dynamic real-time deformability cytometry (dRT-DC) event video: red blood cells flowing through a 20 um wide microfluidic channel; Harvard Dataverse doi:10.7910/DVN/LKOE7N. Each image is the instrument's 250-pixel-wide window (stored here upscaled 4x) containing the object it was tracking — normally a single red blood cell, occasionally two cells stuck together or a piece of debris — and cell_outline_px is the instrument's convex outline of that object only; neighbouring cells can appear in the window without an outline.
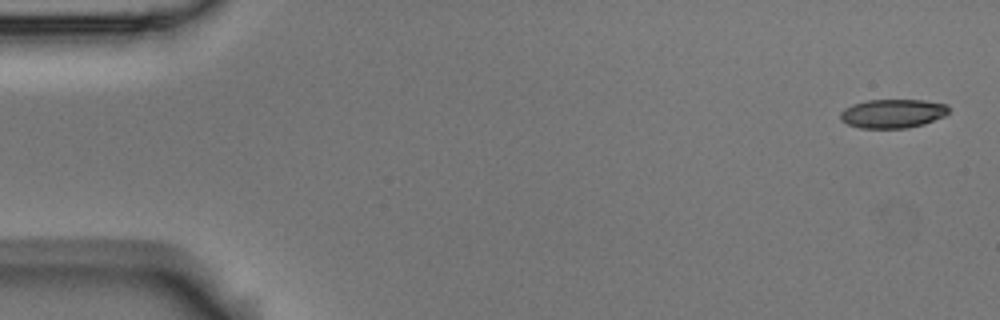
{"species": "Egyptian fruit bat (a non-hibernating species)", "species_latin": "Rousettus aegyptiacus", "temperature_condition": "room temperature", "stored_images_in_passage": 5, "camera_frame_rate_fps": 3000, "um_per_image_px": 0.085, "animal": {"sex": "male"}, "frame": {"image": 1, "passage_image": 1, "time_ms": 0.0, "image_size_px": [1000, 320], "cell_outline_px": [[948, 112], [944, 116], [924, 124], [908, 128], [860, 128], [848, 124], [840, 120], [840, 112], [844, 108], [852, 104], [868, 100], [924, 100], [948, 104]], "centroid_in_image_um": [75.87, 9.65], "position_along_channel_um": 9.1, "area_um2": 18.32}}
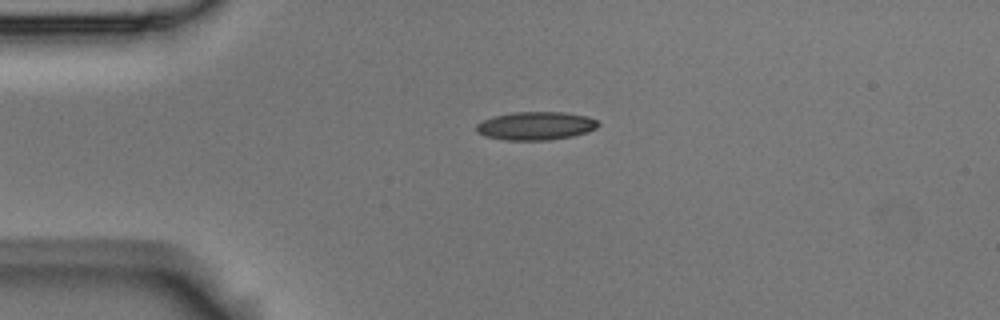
{"frame": {"image": 2, "passage_image": 4, "time_ms": 1.0, "image_size_px": [1000, 320], "cell_outline_px": [[600, 124], [596, 128], [588, 132], [572, 136], [548, 140], [504, 140], [484, 136], [476, 132], [476, 124], [480, 120], [492, 116], [512, 112], [564, 112], [588, 116], [596, 120]], "centroid_in_image_um": [45.5, 10.69], "position_along_channel_um": 39.5, "area_um2": 20.35}}